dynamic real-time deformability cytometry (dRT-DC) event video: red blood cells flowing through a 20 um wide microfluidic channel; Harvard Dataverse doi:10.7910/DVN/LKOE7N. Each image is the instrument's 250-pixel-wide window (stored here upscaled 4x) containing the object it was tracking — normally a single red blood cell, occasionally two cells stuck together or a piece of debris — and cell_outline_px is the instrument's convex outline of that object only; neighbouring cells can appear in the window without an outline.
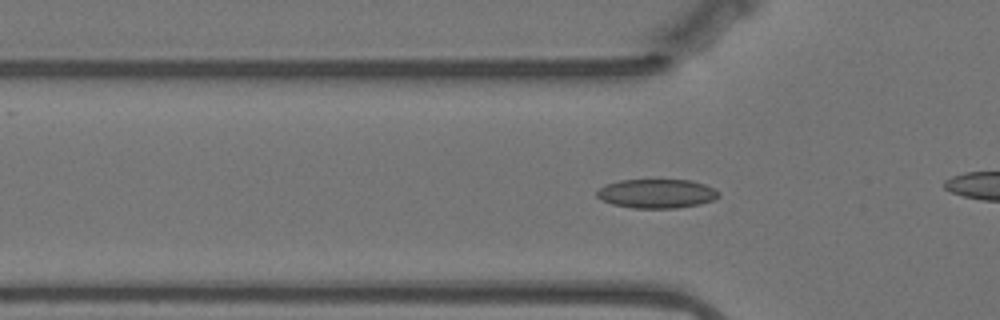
{"species": "Egyptian fruit bat (a non-hibernating species)", "species_latin": "Rousettus aegyptiacus", "temperature_condition": "warm", "stored_images_in_passage": 55, "camera_frame_rate_fps": 3000, "um_per_image_px": 0.085, "animal": {"sex": "female"}, "frame": {"image": 1, "passage_image": 14, "time_ms": 4.333, "image_size_px": [1000, 320], "cell_outline_px": [[720, 196], [712, 200], [700, 204], [676, 208], [632, 208], [612, 204], [596, 196], [596, 192], [600, 188], [608, 184], [620, 180], [692, 180], [716, 188], [720, 192]], "centroid_in_image_um": [55.86, 16.45], "position_along_channel_um": 69.9, "area_um2": 20.63}}
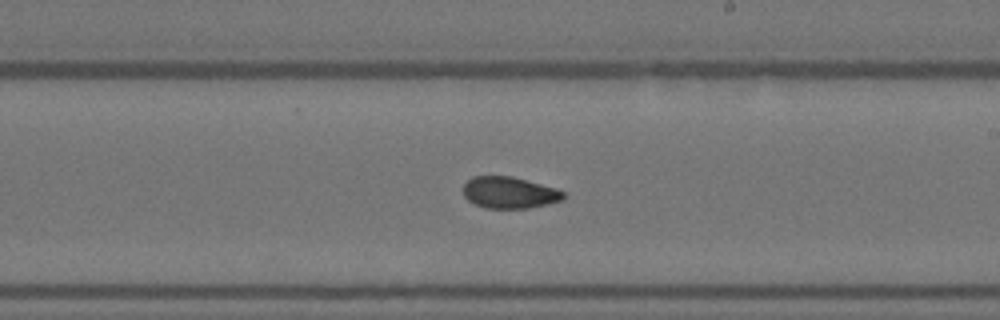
{"frame": {"image": 2, "passage_image": 29, "time_ms": 9.333, "image_size_px": [1000, 320], "cell_outline_px": [[568, 196], [564, 200], [548, 204], [528, 208], [484, 208], [468, 200], [464, 196], [464, 184], [472, 176], [512, 176], [556, 188], [564, 192]], "centroid_in_image_um": [43.33, 16.37], "position_along_channel_um": 245.7, "area_um2": 18.55}}
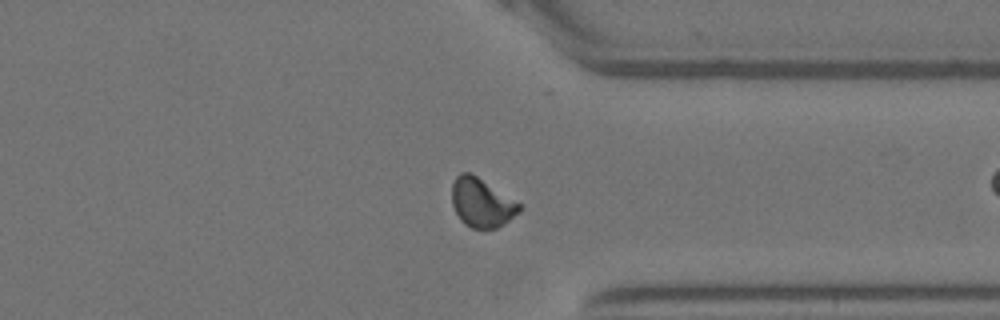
{"frame": {"image": 3, "passage_image": 40, "time_ms": 13.0, "image_size_px": [1000, 320], "cell_outline_px": [[520, 212], [504, 224], [496, 228], [472, 228], [464, 224], [460, 220], [452, 204], [452, 184], [456, 176], [460, 172], [468, 172], [476, 176], [520, 204]], "centroid_in_image_um": [40.91, 17.24], "position_along_channel_um": 370.5, "area_um2": 18.9}, "authors_computed_cell_mechanics": {"area_um2": 18.9006, "velocity_mm_per_s": 3.491, "shape_relaxation_time_tau1_ms": null, "shape_relaxation_time_tau2_ms": 2.4491, "deformation_change_tau1": null, "deformation_change_tau2": 0.0624}}